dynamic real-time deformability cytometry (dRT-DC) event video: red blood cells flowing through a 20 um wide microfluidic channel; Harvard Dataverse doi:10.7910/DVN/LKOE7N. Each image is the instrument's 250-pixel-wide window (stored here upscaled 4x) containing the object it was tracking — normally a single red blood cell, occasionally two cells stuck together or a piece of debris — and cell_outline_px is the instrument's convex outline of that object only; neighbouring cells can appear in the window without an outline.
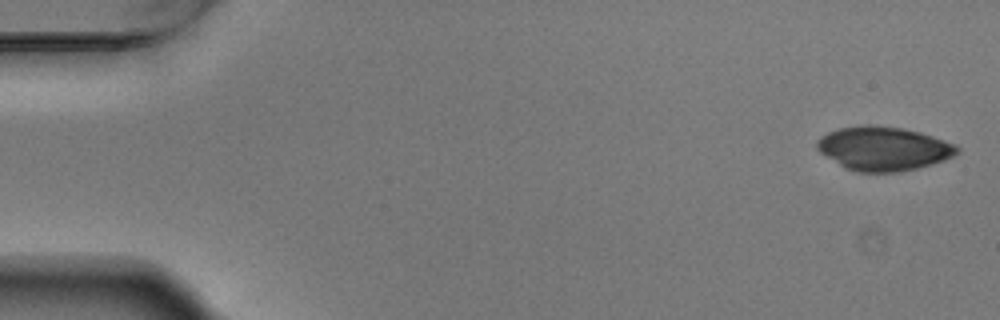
{"species": "Egyptian fruit bat (a non-hibernating species)", "species_latin": "Rousettus aegyptiacus", "temperature_condition": "warm", "stored_images_in_passage": 4, "camera_frame_rate_fps": 3000, "um_per_image_px": 0.085, "animal": {"sex": "male"}, "frame": {"image": 1, "passage_image": 1, "time_ms": 0.0, "image_size_px": [1000, 320], "cell_outline_px": [[960, 152], [944, 160], [916, 168], [896, 172], [860, 172], [844, 168], [820, 152], [816, 148], [816, 140], [820, 136], [828, 132], [840, 128], [864, 124], [868, 124], [904, 128], [920, 132], [956, 144], [960, 148]], "centroid_in_image_um": [75.08, 12.61], "position_along_channel_um": 9.9, "area_um2": 35.89}}